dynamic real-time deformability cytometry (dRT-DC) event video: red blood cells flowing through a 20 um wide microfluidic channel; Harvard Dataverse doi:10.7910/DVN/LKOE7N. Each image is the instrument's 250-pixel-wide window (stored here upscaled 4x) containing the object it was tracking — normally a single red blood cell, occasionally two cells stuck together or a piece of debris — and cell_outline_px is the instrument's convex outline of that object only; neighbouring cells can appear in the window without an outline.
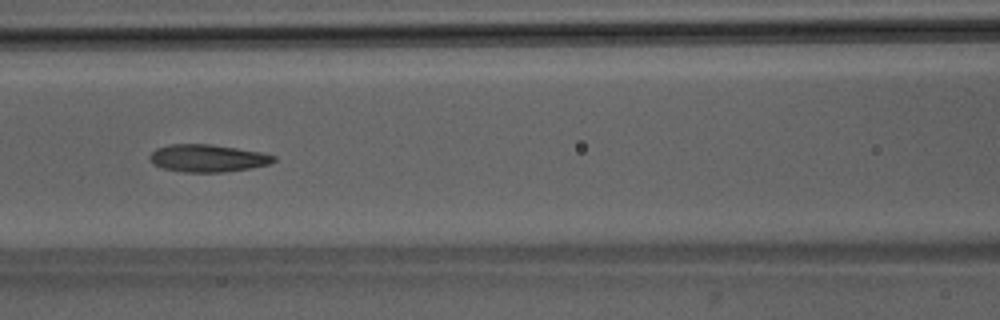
{"species": "Egyptian fruit bat (a non-hibernating species)", "species_latin": "Rousettus aegyptiacus", "temperature_condition": "room temperature", "stored_images_in_passage": 11, "camera_frame_rate_fps": 3000, "um_per_image_px": 0.085, "animal": {"sex": "male"}, "frame": {"image": 1, "passage_image": 8, "time_ms": 2.333, "image_size_px": [1000, 320], "cell_outline_px": [[276, 160], [268, 164], [248, 168], [224, 172], [184, 172], [160, 168], [152, 164], [148, 160], [148, 156], [156, 148], [168, 144], [208, 144], [236, 148], [260, 152], [276, 156]], "centroid_in_image_um": [17.57, 13.45], "position_along_channel_um": 149.0, "area_um2": 19.88}}